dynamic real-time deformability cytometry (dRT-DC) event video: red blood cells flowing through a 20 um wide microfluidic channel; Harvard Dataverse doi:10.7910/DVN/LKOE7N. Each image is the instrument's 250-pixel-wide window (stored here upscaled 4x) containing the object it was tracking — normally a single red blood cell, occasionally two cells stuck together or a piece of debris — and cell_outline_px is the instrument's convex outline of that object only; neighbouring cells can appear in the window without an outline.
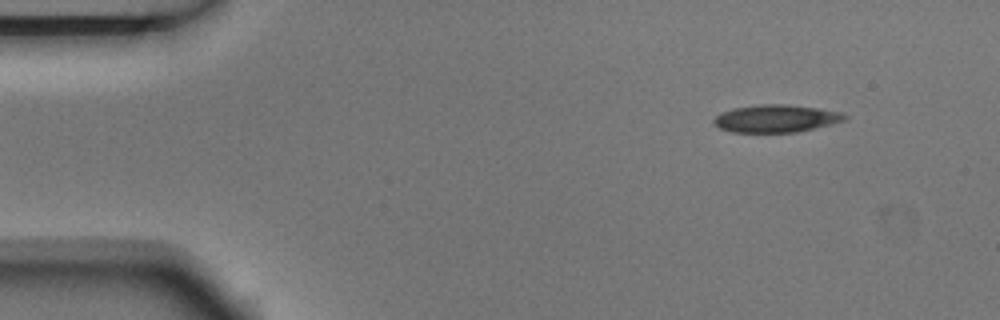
{"species": "Egyptian fruit bat (a non-hibernating species)", "species_latin": "Rousettus aegyptiacus", "temperature_condition": "room temperature", "stored_images_in_passage": 7, "camera_frame_rate_fps": 3000, "um_per_image_px": 0.085, "animal": {"sex": "male"}, "frame": {"image": 1, "passage_image": 1, "time_ms": 0.0, "image_size_px": [1000, 320], "cell_outline_px": [[848, 120], [796, 132], [732, 132], [720, 128], [712, 120], [720, 112], [732, 108], [760, 104], [788, 104], [816, 108], [840, 112], [848, 116]], "centroid_in_image_um": [65.96, 10.06], "position_along_channel_um": 19.0, "area_um2": 20.98}}
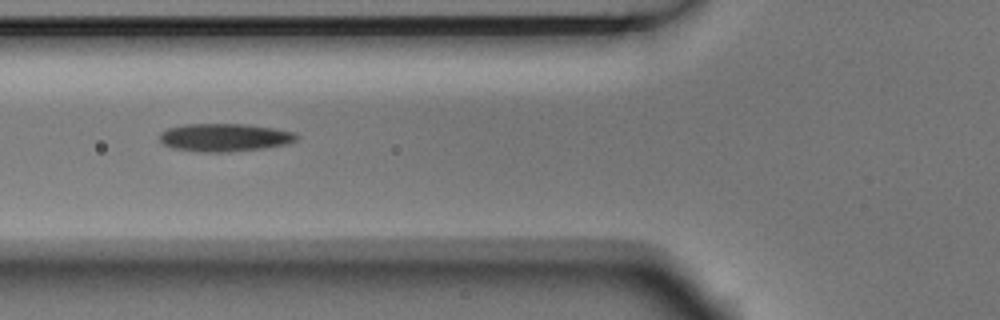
{"frame": {"image": 2, "passage_image": 5, "time_ms": 1.333, "image_size_px": [1000, 320], "cell_outline_px": [[300, 136], [296, 140], [288, 144], [264, 148], [228, 152], [196, 152], [172, 148], [164, 144], [160, 140], [160, 132], [168, 128], [184, 124], [244, 124], [276, 128], [296, 132]], "centroid_in_image_um": [19.12, 11.68], "position_along_channel_um": 106.7, "area_um2": 22.6}}
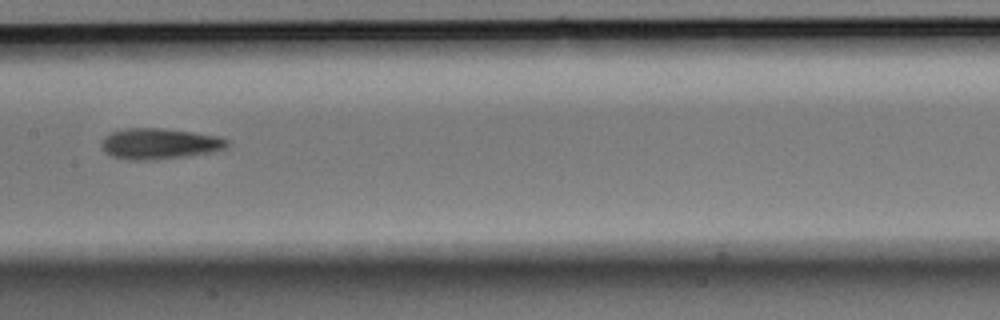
{"frame": {"image": 3, "passage_image": 7, "time_ms": 2.0, "image_size_px": [1000, 320], "cell_outline_px": [[228, 144], [224, 148], [208, 152], [184, 156], [152, 160], [128, 160], [112, 156], [104, 152], [100, 144], [104, 136], [112, 132], [128, 128], [164, 128], [220, 136], [228, 140]], "centroid_in_image_um": [13.5, 12.21], "position_along_channel_um": 193.9, "area_um2": 22.48}}